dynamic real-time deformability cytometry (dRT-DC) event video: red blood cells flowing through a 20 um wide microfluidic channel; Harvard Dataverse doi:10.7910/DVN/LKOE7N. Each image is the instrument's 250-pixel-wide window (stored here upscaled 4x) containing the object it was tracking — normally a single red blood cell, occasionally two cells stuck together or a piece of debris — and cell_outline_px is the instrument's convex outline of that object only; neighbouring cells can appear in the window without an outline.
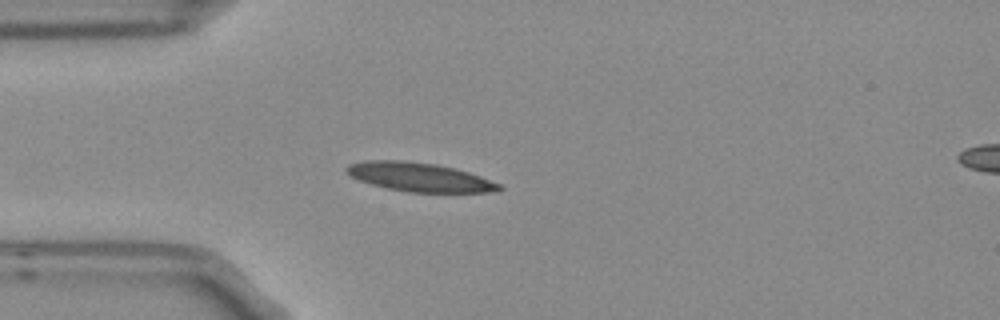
{"species": "Egyptian fruit bat (a non-hibernating species)", "species_latin": "Rousettus aegyptiacus", "temperature_condition": "room temperature", "stored_images_in_passage": 4, "camera_frame_rate_fps": 3000, "um_per_image_px": 0.085, "frame": {"image": 1, "passage_image": 3, "time_ms": 0.667, "image_size_px": [1000, 320], "cell_outline_px": [[504, 188], [488, 192], [408, 192], [388, 188], [372, 184], [360, 180], [344, 172], [344, 168], [348, 164], [364, 160], [400, 160], [436, 164], [468, 172], [480, 176], [500, 184]], "centroid_in_image_um": [35.6, 15.04], "position_along_channel_um": 49.4, "area_um2": 25.43}}